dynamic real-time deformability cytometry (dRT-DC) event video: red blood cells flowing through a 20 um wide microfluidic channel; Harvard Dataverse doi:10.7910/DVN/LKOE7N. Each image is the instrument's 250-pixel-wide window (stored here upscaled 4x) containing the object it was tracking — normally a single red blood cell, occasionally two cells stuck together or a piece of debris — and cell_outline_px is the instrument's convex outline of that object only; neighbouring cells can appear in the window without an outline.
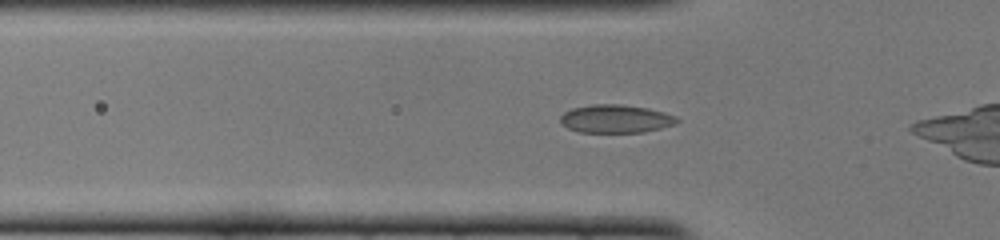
{"species": "common noctule bat (a hibernating species)", "species_latin": "Nyctalus noctula", "temperature_condition": "cold", "stored_images_in_passage": 27, "camera_frame_rate_fps": 3000, "um_per_image_px": 0.085, "animal": {"sex": "female", "body_mass_g": 22.0, "forearm_length_mm": 56.7}, "frame": {"image": 1, "passage_image": 3, "time_ms": 0.667, "image_size_px": [1000, 240], "cell_outline_px": [[680, 120], [676, 124], [644, 132], [580, 132], [568, 128], [560, 124], [560, 116], [564, 112], [572, 108], [592, 104], [620, 104], [648, 108], [664, 112], [676, 116]], "centroid_in_image_um": [52.33, 10.09], "position_along_channel_um": 73.5, "area_um2": 19.25}}
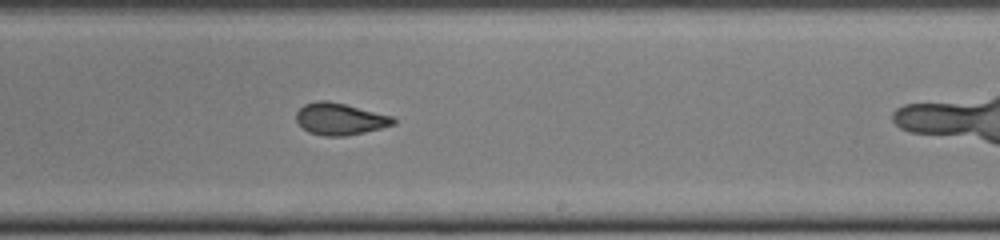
{"frame": {"image": 2, "passage_image": 17, "time_ms": 5.333, "image_size_px": [1000, 240], "cell_outline_px": [[396, 124], [364, 132], [344, 136], [324, 136], [308, 132], [296, 120], [296, 112], [304, 104], [316, 100], [328, 100], [392, 116], [396, 120]], "centroid_in_image_um": [28.88, 10.11], "position_along_channel_um": 260.1, "area_um2": 17.92}}
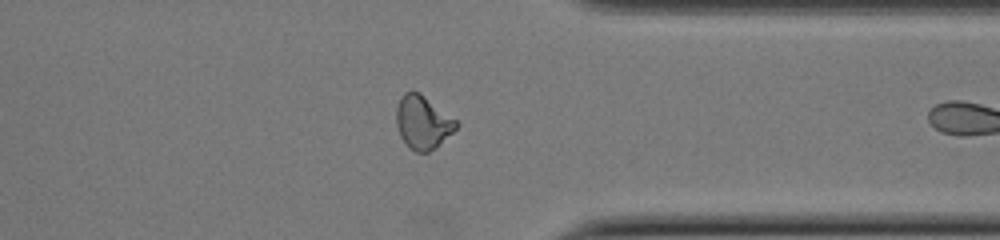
{"frame": {"image": 3, "passage_image": 26, "time_ms": 8.333, "image_size_px": [1000, 240], "cell_outline_px": [[460, 124], [436, 148], [428, 152], [416, 152], [400, 136], [396, 124], [396, 108], [404, 92], [420, 92], [456, 120]], "centroid_in_image_um": [35.94, 10.39], "position_along_channel_um": 375.5, "area_um2": 18.32}}